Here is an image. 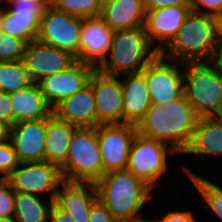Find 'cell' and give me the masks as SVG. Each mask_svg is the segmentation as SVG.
Here are the masks:
<instances>
[{
  "mask_svg": "<svg viewBox=\"0 0 222 222\" xmlns=\"http://www.w3.org/2000/svg\"><path fill=\"white\" fill-rule=\"evenodd\" d=\"M199 116L184 93L166 104L152 103L137 132L169 145L179 156L188 148Z\"/></svg>",
  "mask_w": 222,
  "mask_h": 222,
  "instance_id": "obj_1",
  "label": "cell"
},
{
  "mask_svg": "<svg viewBox=\"0 0 222 222\" xmlns=\"http://www.w3.org/2000/svg\"><path fill=\"white\" fill-rule=\"evenodd\" d=\"M98 200L117 222H131L144 215L153 190L128 170L105 173L95 183Z\"/></svg>",
  "mask_w": 222,
  "mask_h": 222,
  "instance_id": "obj_2",
  "label": "cell"
},
{
  "mask_svg": "<svg viewBox=\"0 0 222 222\" xmlns=\"http://www.w3.org/2000/svg\"><path fill=\"white\" fill-rule=\"evenodd\" d=\"M218 44L214 17L191 10L175 38L160 54L181 63L213 62Z\"/></svg>",
  "mask_w": 222,
  "mask_h": 222,
  "instance_id": "obj_3",
  "label": "cell"
},
{
  "mask_svg": "<svg viewBox=\"0 0 222 222\" xmlns=\"http://www.w3.org/2000/svg\"><path fill=\"white\" fill-rule=\"evenodd\" d=\"M159 54L144 27L115 30L108 56L97 69L103 74L115 76L139 73Z\"/></svg>",
  "mask_w": 222,
  "mask_h": 222,
  "instance_id": "obj_4",
  "label": "cell"
},
{
  "mask_svg": "<svg viewBox=\"0 0 222 222\" xmlns=\"http://www.w3.org/2000/svg\"><path fill=\"white\" fill-rule=\"evenodd\" d=\"M183 92L201 117H222V71L214 62L184 63Z\"/></svg>",
  "mask_w": 222,
  "mask_h": 222,
  "instance_id": "obj_5",
  "label": "cell"
},
{
  "mask_svg": "<svg viewBox=\"0 0 222 222\" xmlns=\"http://www.w3.org/2000/svg\"><path fill=\"white\" fill-rule=\"evenodd\" d=\"M60 171L67 182L96 183L101 179L104 168L97 127L76 128Z\"/></svg>",
  "mask_w": 222,
  "mask_h": 222,
  "instance_id": "obj_6",
  "label": "cell"
},
{
  "mask_svg": "<svg viewBox=\"0 0 222 222\" xmlns=\"http://www.w3.org/2000/svg\"><path fill=\"white\" fill-rule=\"evenodd\" d=\"M172 155L179 156L169 145L137 132L130 146L126 170L155 191L161 182L160 179L168 173L170 168L168 160Z\"/></svg>",
  "mask_w": 222,
  "mask_h": 222,
  "instance_id": "obj_7",
  "label": "cell"
},
{
  "mask_svg": "<svg viewBox=\"0 0 222 222\" xmlns=\"http://www.w3.org/2000/svg\"><path fill=\"white\" fill-rule=\"evenodd\" d=\"M6 181L15 192L35 194L55 200L63 182L60 168L46 161L21 162Z\"/></svg>",
  "mask_w": 222,
  "mask_h": 222,
  "instance_id": "obj_8",
  "label": "cell"
},
{
  "mask_svg": "<svg viewBox=\"0 0 222 222\" xmlns=\"http://www.w3.org/2000/svg\"><path fill=\"white\" fill-rule=\"evenodd\" d=\"M82 19L57 10L53 6L44 9L37 40L59 50L69 52L76 59L79 53Z\"/></svg>",
  "mask_w": 222,
  "mask_h": 222,
  "instance_id": "obj_9",
  "label": "cell"
},
{
  "mask_svg": "<svg viewBox=\"0 0 222 222\" xmlns=\"http://www.w3.org/2000/svg\"><path fill=\"white\" fill-rule=\"evenodd\" d=\"M141 73L145 76L152 103L166 104L183 92L184 63L159 54Z\"/></svg>",
  "mask_w": 222,
  "mask_h": 222,
  "instance_id": "obj_10",
  "label": "cell"
},
{
  "mask_svg": "<svg viewBox=\"0 0 222 222\" xmlns=\"http://www.w3.org/2000/svg\"><path fill=\"white\" fill-rule=\"evenodd\" d=\"M136 133L137 127L128 123L97 126L104 174L126 169L130 146Z\"/></svg>",
  "mask_w": 222,
  "mask_h": 222,
  "instance_id": "obj_11",
  "label": "cell"
},
{
  "mask_svg": "<svg viewBox=\"0 0 222 222\" xmlns=\"http://www.w3.org/2000/svg\"><path fill=\"white\" fill-rule=\"evenodd\" d=\"M89 84L95 95L98 126L124 123L123 95L120 76L106 75L95 69Z\"/></svg>",
  "mask_w": 222,
  "mask_h": 222,
  "instance_id": "obj_12",
  "label": "cell"
},
{
  "mask_svg": "<svg viewBox=\"0 0 222 222\" xmlns=\"http://www.w3.org/2000/svg\"><path fill=\"white\" fill-rule=\"evenodd\" d=\"M44 8L32 0H11L2 7V32L22 39L37 40Z\"/></svg>",
  "mask_w": 222,
  "mask_h": 222,
  "instance_id": "obj_13",
  "label": "cell"
},
{
  "mask_svg": "<svg viewBox=\"0 0 222 222\" xmlns=\"http://www.w3.org/2000/svg\"><path fill=\"white\" fill-rule=\"evenodd\" d=\"M95 69L92 65L76 61L70 68L44 77L37 84L46 101L54 108L89 84Z\"/></svg>",
  "mask_w": 222,
  "mask_h": 222,
  "instance_id": "obj_14",
  "label": "cell"
},
{
  "mask_svg": "<svg viewBox=\"0 0 222 222\" xmlns=\"http://www.w3.org/2000/svg\"><path fill=\"white\" fill-rule=\"evenodd\" d=\"M113 32L101 16L82 19L76 60L97 69L108 56Z\"/></svg>",
  "mask_w": 222,
  "mask_h": 222,
  "instance_id": "obj_15",
  "label": "cell"
},
{
  "mask_svg": "<svg viewBox=\"0 0 222 222\" xmlns=\"http://www.w3.org/2000/svg\"><path fill=\"white\" fill-rule=\"evenodd\" d=\"M22 61L37 83L44 77L70 68L77 60L72 54L34 40L26 44Z\"/></svg>",
  "mask_w": 222,
  "mask_h": 222,
  "instance_id": "obj_16",
  "label": "cell"
},
{
  "mask_svg": "<svg viewBox=\"0 0 222 222\" xmlns=\"http://www.w3.org/2000/svg\"><path fill=\"white\" fill-rule=\"evenodd\" d=\"M190 11V5L146 10L144 29L150 42L160 53L175 38Z\"/></svg>",
  "mask_w": 222,
  "mask_h": 222,
  "instance_id": "obj_17",
  "label": "cell"
},
{
  "mask_svg": "<svg viewBox=\"0 0 222 222\" xmlns=\"http://www.w3.org/2000/svg\"><path fill=\"white\" fill-rule=\"evenodd\" d=\"M47 118L16 122L9 131L20 162L45 161Z\"/></svg>",
  "mask_w": 222,
  "mask_h": 222,
  "instance_id": "obj_18",
  "label": "cell"
},
{
  "mask_svg": "<svg viewBox=\"0 0 222 222\" xmlns=\"http://www.w3.org/2000/svg\"><path fill=\"white\" fill-rule=\"evenodd\" d=\"M97 200L95 183L63 181L54 203L69 213L74 222H88L91 207Z\"/></svg>",
  "mask_w": 222,
  "mask_h": 222,
  "instance_id": "obj_19",
  "label": "cell"
},
{
  "mask_svg": "<svg viewBox=\"0 0 222 222\" xmlns=\"http://www.w3.org/2000/svg\"><path fill=\"white\" fill-rule=\"evenodd\" d=\"M53 114L77 128L97 127L98 117L93 87L87 84L82 90L63 99L53 108Z\"/></svg>",
  "mask_w": 222,
  "mask_h": 222,
  "instance_id": "obj_20",
  "label": "cell"
},
{
  "mask_svg": "<svg viewBox=\"0 0 222 222\" xmlns=\"http://www.w3.org/2000/svg\"><path fill=\"white\" fill-rule=\"evenodd\" d=\"M119 76L122 85L124 123L137 126L152 104L145 76L141 72Z\"/></svg>",
  "mask_w": 222,
  "mask_h": 222,
  "instance_id": "obj_21",
  "label": "cell"
},
{
  "mask_svg": "<svg viewBox=\"0 0 222 222\" xmlns=\"http://www.w3.org/2000/svg\"><path fill=\"white\" fill-rule=\"evenodd\" d=\"M101 17L113 31L144 27V0H104Z\"/></svg>",
  "mask_w": 222,
  "mask_h": 222,
  "instance_id": "obj_22",
  "label": "cell"
},
{
  "mask_svg": "<svg viewBox=\"0 0 222 222\" xmlns=\"http://www.w3.org/2000/svg\"><path fill=\"white\" fill-rule=\"evenodd\" d=\"M222 157V117L199 118L192 140L182 154Z\"/></svg>",
  "mask_w": 222,
  "mask_h": 222,
  "instance_id": "obj_23",
  "label": "cell"
},
{
  "mask_svg": "<svg viewBox=\"0 0 222 222\" xmlns=\"http://www.w3.org/2000/svg\"><path fill=\"white\" fill-rule=\"evenodd\" d=\"M10 99L13 125L23 120L48 118L53 114V108L46 101L37 83L10 93Z\"/></svg>",
  "mask_w": 222,
  "mask_h": 222,
  "instance_id": "obj_24",
  "label": "cell"
},
{
  "mask_svg": "<svg viewBox=\"0 0 222 222\" xmlns=\"http://www.w3.org/2000/svg\"><path fill=\"white\" fill-rule=\"evenodd\" d=\"M76 126L58 119L54 114L47 118L45 161L61 168L67 159L69 145Z\"/></svg>",
  "mask_w": 222,
  "mask_h": 222,
  "instance_id": "obj_25",
  "label": "cell"
},
{
  "mask_svg": "<svg viewBox=\"0 0 222 222\" xmlns=\"http://www.w3.org/2000/svg\"><path fill=\"white\" fill-rule=\"evenodd\" d=\"M53 202L35 194L15 192L13 219L16 222H48Z\"/></svg>",
  "mask_w": 222,
  "mask_h": 222,
  "instance_id": "obj_26",
  "label": "cell"
},
{
  "mask_svg": "<svg viewBox=\"0 0 222 222\" xmlns=\"http://www.w3.org/2000/svg\"><path fill=\"white\" fill-rule=\"evenodd\" d=\"M181 169L191 180V183L199 192L201 200L204 202V206L214 213L213 215L222 222V187L217 185L213 181L202 177L201 175L191 171L189 167L183 165Z\"/></svg>",
  "mask_w": 222,
  "mask_h": 222,
  "instance_id": "obj_27",
  "label": "cell"
},
{
  "mask_svg": "<svg viewBox=\"0 0 222 222\" xmlns=\"http://www.w3.org/2000/svg\"><path fill=\"white\" fill-rule=\"evenodd\" d=\"M34 84L22 60L0 62V91L12 93Z\"/></svg>",
  "mask_w": 222,
  "mask_h": 222,
  "instance_id": "obj_28",
  "label": "cell"
},
{
  "mask_svg": "<svg viewBox=\"0 0 222 222\" xmlns=\"http://www.w3.org/2000/svg\"><path fill=\"white\" fill-rule=\"evenodd\" d=\"M104 0H53V7L72 16L85 19L101 16Z\"/></svg>",
  "mask_w": 222,
  "mask_h": 222,
  "instance_id": "obj_29",
  "label": "cell"
},
{
  "mask_svg": "<svg viewBox=\"0 0 222 222\" xmlns=\"http://www.w3.org/2000/svg\"><path fill=\"white\" fill-rule=\"evenodd\" d=\"M26 43L12 35L0 32V62H14L23 59Z\"/></svg>",
  "mask_w": 222,
  "mask_h": 222,
  "instance_id": "obj_30",
  "label": "cell"
},
{
  "mask_svg": "<svg viewBox=\"0 0 222 222\" xmlns=\"http://www.w3.org/2000/svg\"><path fill=\"white\" fill-rule=\"evenodd\" d=\"M21 162L11 141L0 143V180H6Z\"/></svg>",
  "mask_w": 222,
  "mask_h": 222,
  "instance_id": "obj_31",
  "label": "cell"
},
{
  "mask_svg": "<svg viewBox=\"0 0 222 222\" xmlns=\"http://www.w3.org/2000/svg\"><path fill=\"white\" fill-rule=\"evenodd\" d=\"M15 191L6 180H0V219L14 218Z\"/></svg>",
  "mask_w": 222,
  "mask_h": 222,
  "instance_id": "obj_32",
  "label": "cell"
},
{
  "mask_svg": "<svg viewBox=\"0 0 222 222\" xmlns=\"http://www.w3.org/2000/svg\"><path fill=\"white\" fill-rule=\"evenodd\" d=\"M190 9L214 16L222 12V0H190Z\"/></svg>",
  "mask_w": 222,
  "mask_h": 222,
  "instance_id": "obj_33",
  "label": "cell"
},
{
  "mask_svg": "<svg viewBox=\"0 0 222 222\" xmlns=\"http://www.w3.org/2000/svg\"><path fill=\"white\" fill-rule=\"evenodd\" d=\"M192 212L186 209L168 210L166 214L161 215V218L159 217L156 220L157 222H199Z\"/></svg>",
  "mask_w": 222,
  "mask_h": 222,
  "instance_id": "obj_34",
  "label": "cell"
},
{
  "mask_svg": "<svg viewBox=\"0 0 222 222\" xmlns=\"http://www.w3.org/2000/svg\"><path fill=\"white\" fill-rule=\"evenodd\" d=\"M0 121L9 127L13 126V111L10 93L0 91Z\"/></svg>",
  "mask_w": 222,
  "mask_h": 222,
  "instance_id": "obj_35",
  "label": "cell"
},
{
  "mask_svg": "<svg viewBox=\"0 0 222 222\" xmlns=\"http://www.w3.org/2000/svg\"><path fill=\"white\" fill-rule=\"evenodd\" d=\"M88 222H117L107 208L97 200L91 207Z\"/></svg>",
  "mask_w": 222,
  "mask_h": 222,
  "instance_id": "obj_36",
  "label": "cell"
},
{
  "mask_svg": "<svg viewBox=\"0 0 222 222\" xmlns=\"http://www.w3.org/2000/svg\"><path fill=\"white\" fill-rule=\"evenodd\" d=\"M146 10H154L164 7L190 5V0H144Z\"/></svg>",
  "mask_w": 222,
  "mask_h": 222,
  "instance_id": "obj_37",
  "label": "cell"
},
{
  "mask_svg": "<svg viewBox=\"0 0 222 222\" xmlns=\"http://www.w3.org/2000/svg\"><path fill=\"white\" fill-rule=\"evenodd\" d=\"M48 222H74L70 214L59 208L54 202L50 207Z\"/></svg>",
  "mask_w": 222,
  "mask_h": 222,
  "instance_id": "obj_38",
  "label": "cell"
},
{
  "mask_svg": "<svg viewBox=\"0 0 222 222\" xmlns=\"http://www.w3.org/2000/svg\"><path fill=\"white\" fill-rule=\"evenodd\" d=\"M216 36L219 42L222 41V12L216 13L214 16Z\"/></svg>",
  "mask_w": 222,
  "mask_h": 222,
  "instance_id": "obj_39",
  "label": "cell"
},
{
  "mask_svg": "<svg viewBox=\"0 0 222 222\" xmlns=\"http://www.w3.org/2000/svg\"><path fill=\"white\" fill-rule=\"evenodd\" d=\"M10 127L4 122L0 121V143L5 142L9 139Z\"/></svg>",
  "mask_w": 222,
  "mask_h": 222,
  "instance_id": "obj_40",
  "label": "cell"
},
{
  "mask_svg": "<svg viewBox=\"0 0 222 222\" xmlns=\"http://www.w3.org/2000/svg\"><path fill=\"white\" fill-rule=\"evenodd\" d=\"M222 71V41L217 46V52L213 61Z\"/></svg>",
  "mask_w": 222,
  "mask_h": 222,
  "instance_id": "obj_41",
  "label": "cell"
},
{
  "mask_svg": "<svg viewBox=\"0 0 222 222\" xmlns=\"http://www.w3.org/2000/svg\"><path fill=\"white\" fill-rule=\"evenodd\" d=\"M35 3H39L44 9L53 5V0H32Z\"/></svg>",
  "mask_w": 222,
  "mask_h": 222,
  "instance_id": "obj_42",
  "label": "cell"
},
{
  "mask_svg": "<svg viewBox=\"0 0 222 222\" xmlns=\"http://www.w3.org/2000/svg\"><path fill=\"white\" fill-rule=\"evenodd\" d=\"M131 222H157V220L152 219V218H145L144 216H141L137 219L132 220Z\"/></svg>",
  "mask_w": 222,
  "mask_h": 222,
  "instance_id": "obj_43",
  "label": "cell"
},
{
  "mask_svg": "<svg viewBox=\"0 0 222 222\" xmlns=\"http://www.w3.org/2000/svg\"><path fill=\"white\" fill-rule=\"evenodd\" d=\"M11 0H0V6H6Z\"/></svg>",
  "mask_w": 222,
  "mask_h": 222,
  "instance_id": "obj_44",
  "label": "cell"
},
{
  "mask_svg": "<svg viewBox=\"0 0 222 222\" xmlns=\"http://www.w3.org/2000/svg\"><path fill=\"white\" fill-rule=\"evenodd\" d=\"M1 25H2V6H0V32H2Z\"/></svg>",
  "mask_w": 222,
  "mask_h": 222,
  "instance_id": "obj_45",
  "label": "cell"
},
{
  "mask_svg": "<svg viewBox=\"0 0 222 222\" xmlns=\"http://www.w3.org/2000/svg\"><path fill=\"white\" fill-rule=\"evenodd\" d=\"M0 222H16L14 219H0Z\"/></svg>",
  "mask_w": 222,
  "mask_h": 222,
  "instance_id": "obj_46",
  "label": "cell"
}]
</instances>
